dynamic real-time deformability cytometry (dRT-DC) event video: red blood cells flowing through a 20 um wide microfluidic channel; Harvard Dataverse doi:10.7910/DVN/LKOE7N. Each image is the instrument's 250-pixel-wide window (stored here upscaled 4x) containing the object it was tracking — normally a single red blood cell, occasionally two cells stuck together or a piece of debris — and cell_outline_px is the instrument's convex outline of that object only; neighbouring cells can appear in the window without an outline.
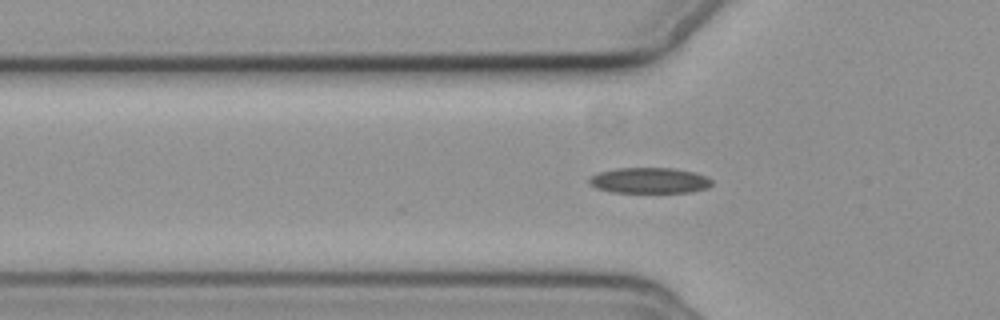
{"species": "common noctule bat (a hibernating species)", "species_latin": "Nyctalus noctula", "temperature_condition": "cold", "stored_images_in_passage": 41, "camera_frame_rate_fps": 3000, "um_per_image_px": 0.085, "animal": {"sex": "female", "body_mass_g": 19.3, "forearm_length_mm": 54.1}, "frame": {"image": 1, "passage_image": 5, "time_ms": 1.333, "image_size_px": [1000, 320], "cell_outline_px": [[712, 184], [708, 188], [692, 192], [612, 192], [596, 188], [588, 184], [588, 176], [600, 172], [616, 168], [676, 168], [696, 172], [708, 176], [712, 180]], "centroid_in_image_um": [55.22, 15.33], "position_along_channel_um": 70.6, "area_um2": 18.67}}
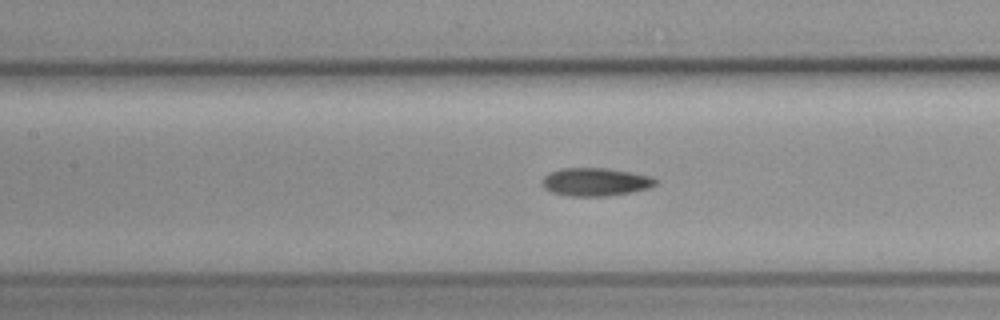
{"frame": {"image": 2, "passage_image": 12, "time_ms": 3.667, "image_size_px": [1000, 320], "cell_outline_px": [[660, 180], [656, 184], [648, 188], [632, 192], [604, 196], [568, 196], [552, 192], [544, 188], [540, 184], [540, 180], [548, 172], [560, 168], [608, 168], [632, 172], [652, 176]], "centroid_in_image_um": [50.59, 15.45], "position_along_channel_um": 156.8, "area_um2": 18.9}}
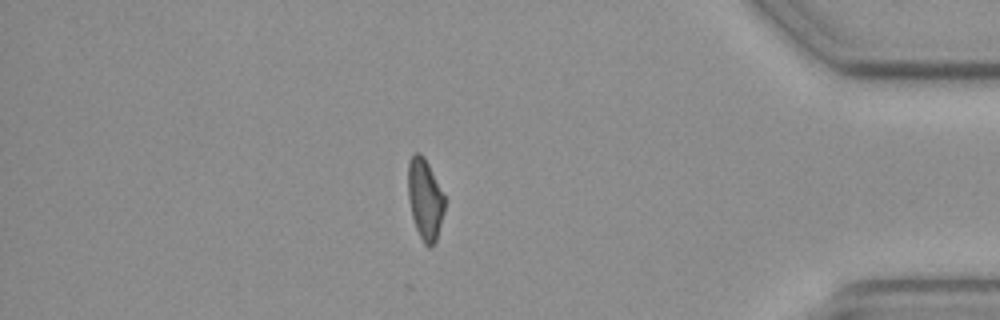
{"frame": {"image": 3, "passage_image": 35, "time_ms": 11.333, "image_size_px": [1000, 320], "cell_outline_px": [[444, 212], [436, 240], [428, 248], [424, 244], [416, 228], [412, 216], [408, 200], [408, 164], [412, 156], [416, 152], [420, 152], [424, 156], [444, 196]], "centroid_in_image_um": [36.11, 16.93], "position_along_channel_um": 399.1, "area_um2": 16.99}, "authors_computed_cell_mechanics": {"area_um2": 17.9758, "velocity_mm_per_s": 3.6856, "shape_relaxation_time_tau1_ms": 5.0615, "shape_relaxation_time_tau2_ms": 7.3461, "deformation_change_tau1": 0.1272, "deformation_change_tau2": 0.1354}}